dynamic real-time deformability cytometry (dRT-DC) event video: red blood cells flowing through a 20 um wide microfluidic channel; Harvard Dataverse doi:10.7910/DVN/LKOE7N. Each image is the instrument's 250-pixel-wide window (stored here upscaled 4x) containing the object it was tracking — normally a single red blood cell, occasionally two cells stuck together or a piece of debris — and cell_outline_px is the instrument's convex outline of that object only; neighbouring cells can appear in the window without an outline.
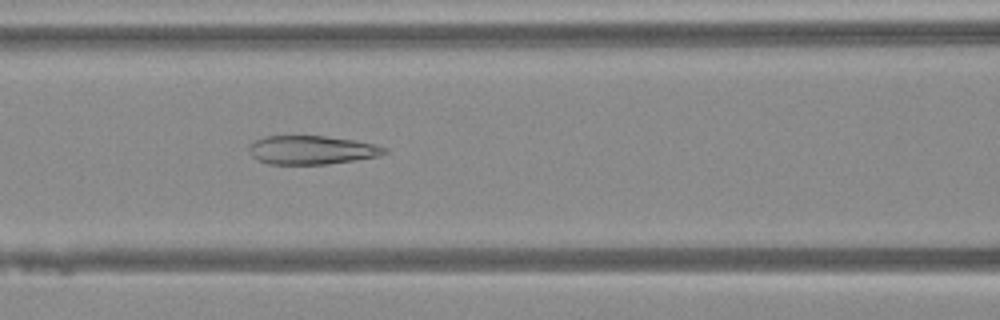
{"species": "Egyptian fruit bat (a non-hibernating species)", "species_latin": "Rousettus aegyptiacus", "temperature_condition": "warm", "stored_images_in_passage": 48, "camera_frame_rate_fps": 3000, "um_per_image_px": 0.085, "animal": {"sex": "female"}, "frame": {"image": 1, "passage_image": 21, "time_ms": 6.667, "image_size_px": [1000, 320], "cell_outline_px": [[388, 152], [376, 156], [356, 160], [328, 164], [268, 164], [256, 160], [252, 156], [248, 148], [256, 140], [264, 136], [324, 136], [352, 140], [376, 144], [388, 148]], "centroid_in_image_um": [26.49, 12.75], "position_along_channel_um": 140.1, "area_um2": 22.6}}
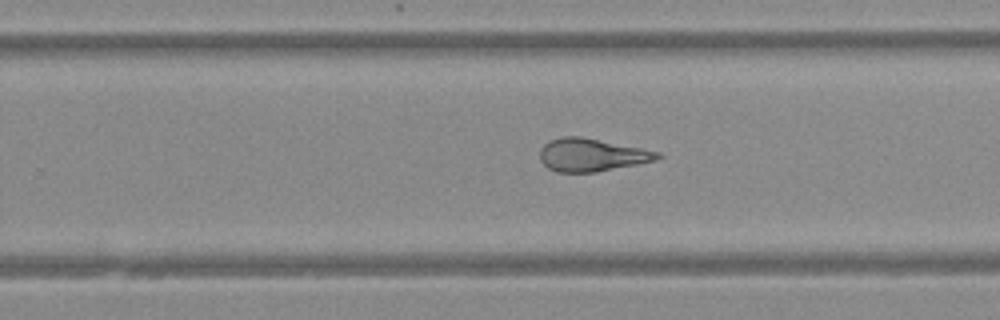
{"frame": {"image": 2, "passage_image": 31, "time_ms": 10.0, "image_size_px": [1000, 320], "cell_outline_px": [[664, 156], [656, 160], [596, 172], [556, 172], [548, 168], [540, 160], [540, 148], [548, 140], [560, 136], [580, 136], [660, 152]], "centroid_in_image_um": [50.25, 13.16], "position_along_channel_um": 279.5, "area_um2": 22.48}}
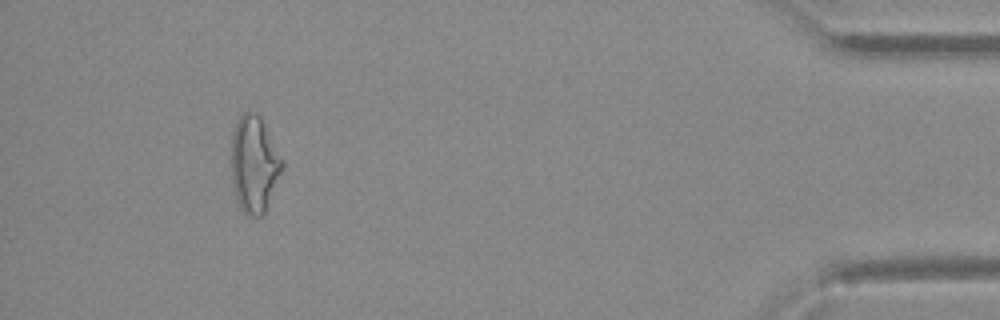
{"frame": {"image": 3, "passage_image": 45, "time_ms": 14.667, "image_size_px": [1000, 320], "cell_outline_px": [[284, 168], [264, 212], [260, 216], [252, 216], [244, 212], [240, 208], [236, 196], [232, 180], [232, 132], [236, 120], [244, 112], [256, 112], [260, 116], [284, 160]], "centroid_in_image_um": [21.62, 13.92], "position_along_channel_um": 413.6, "area_um2": 28.55}}